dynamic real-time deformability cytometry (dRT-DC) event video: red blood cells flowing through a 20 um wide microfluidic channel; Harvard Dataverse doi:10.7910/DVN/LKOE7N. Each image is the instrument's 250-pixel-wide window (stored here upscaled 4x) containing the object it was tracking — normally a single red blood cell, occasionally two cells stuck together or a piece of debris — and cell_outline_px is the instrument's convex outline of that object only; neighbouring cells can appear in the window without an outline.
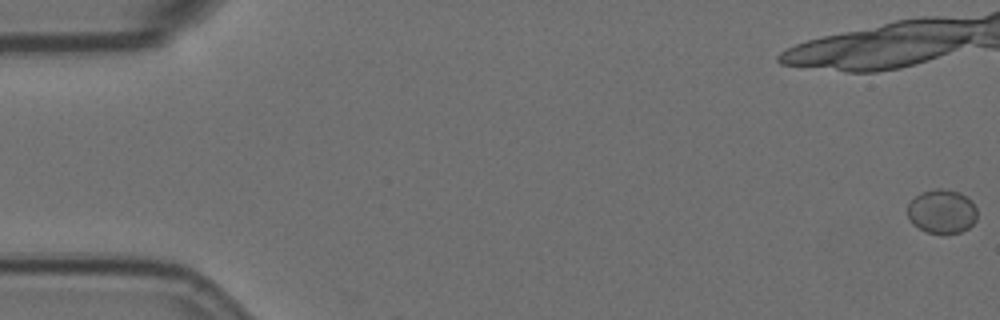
{"species": "Egyptian fruit bat (a non-hibernating species)", "species_latin": "Rousettus aegyptiacus", "temperature_condition": "room temperature", "stored_images_in_passage": 4, "camera_frame_rate_fps": 3000, "um_per_image_px": 0.085, "animal": {"sex": "female"}, "frame": {"image": 1, "passage_image": 1, "time_ms": 0.0, "image_size_px": [1000, 320], "cell_outline_px": [[976, 220], [968, 228], [960, 232], [944, 236], [924, 232], [912, 224], [908, 220], [908, 204], [920, 192], [936, 188], [944, 188], [960, 192], [968, 196], [972, 200], [976, 208]], "centroid_in_image_um": [80.06, 18.0], "position_along_channel_um": 4.9, "area_um2": 18.5}}